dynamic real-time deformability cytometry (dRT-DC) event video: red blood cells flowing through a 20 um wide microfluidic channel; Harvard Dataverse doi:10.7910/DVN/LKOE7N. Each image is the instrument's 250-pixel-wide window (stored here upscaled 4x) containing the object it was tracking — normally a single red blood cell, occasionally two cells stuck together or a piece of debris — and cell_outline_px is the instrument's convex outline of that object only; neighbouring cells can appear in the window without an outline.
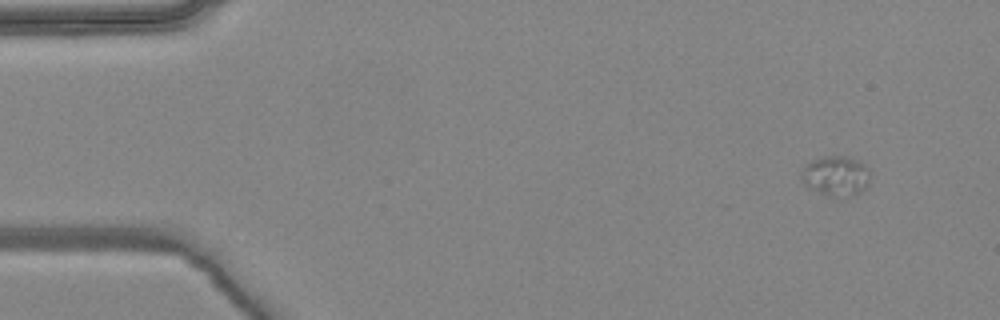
{"species": "common noctule bat (a hibernating species)", "species_latin": "Nyctalus noctula", "temperature_condition": "warm", "stored_images_in_passage": 4, "camera_frame_rate_fps": 3000, "um_per_image_px": 0.085, "animal": {"sex": "female", "body_mass_g": 24.6, "forearm_length_mm": 56.2}, "frame": {"image": 1, "passage_image": 1, "time_ms": 0.0, "image_size_px": [1000, 320], "cell_outline_px": [[872, 172], [868, 184], [860, 192], [836, 200], [808, 188], [800, 180], [800, 172], [812, 160], [828, 156], [844, 156], [860, 160]], "centroid_in_image_um": [71.06, 14.99], "position_along_channel_um": 13.9, "area_um2": 16.53}}
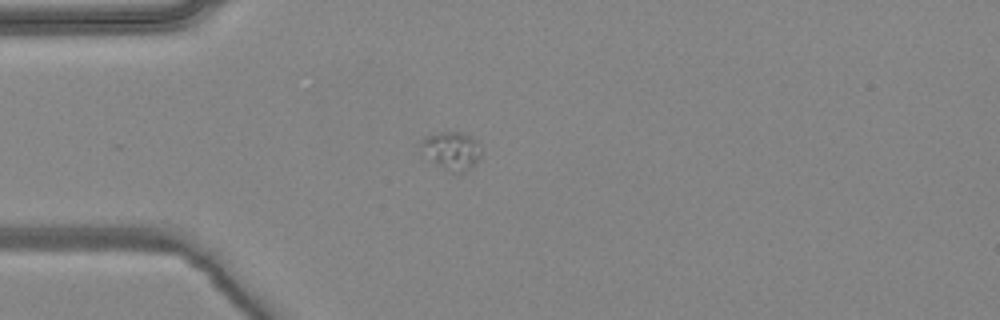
{"frame": {"image": 2, "passage_image": 4, "time_ms": 1.0, "image_size_px": [1000, 320], "cell_outline_px": [[480, 156], [464, 172], [452, 172], [428, 160], [420, 152], [420, 140], [424, 136], [436, 132], [460, 132], [472, 136], [476, 140], [480, 152]], "centroid_in_image_um": [38.29, 12.77], "position_along_channel_um": 46.7, "area_um2": 13.35}}